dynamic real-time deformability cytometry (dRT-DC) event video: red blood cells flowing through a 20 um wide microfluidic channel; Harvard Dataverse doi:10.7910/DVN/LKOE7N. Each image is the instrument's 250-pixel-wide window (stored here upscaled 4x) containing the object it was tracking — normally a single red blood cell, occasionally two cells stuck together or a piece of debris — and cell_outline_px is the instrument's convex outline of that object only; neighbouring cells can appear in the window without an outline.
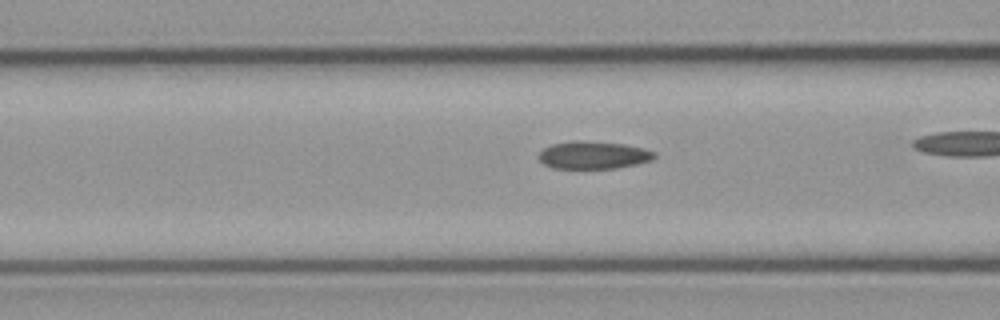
{"species": "common noctule bat (a hibernating species)", "species_latin": "Nyctalus noctula", "temperature_condition": "cold", "stored_images_in_passage": 25, "camera_frame_rate_fps": 3000, "um_per_image_px": 0.085, "animal": {"sex": "male", "body_mass_g": 23.1, "forearm_length_mm": 52.7}, "frame": {"image": 1, "passage_image": 4, "time_ms": 1.0, "image_size_px": [1000, 320], "cell_outline_px": [[656, 156], [652, 160], [636, 164], [616, 168], [552, 168], [544, 164], [540, 160], [540, 152], [544, 148], [552, 144], [576, 140], [580, 140], [624, 144], [644, 148], [656, 152]], "centroid_in_image_um": [50.46, 13.18], "position_along_channel_um": 116.1, "area_um2": 18.55}}